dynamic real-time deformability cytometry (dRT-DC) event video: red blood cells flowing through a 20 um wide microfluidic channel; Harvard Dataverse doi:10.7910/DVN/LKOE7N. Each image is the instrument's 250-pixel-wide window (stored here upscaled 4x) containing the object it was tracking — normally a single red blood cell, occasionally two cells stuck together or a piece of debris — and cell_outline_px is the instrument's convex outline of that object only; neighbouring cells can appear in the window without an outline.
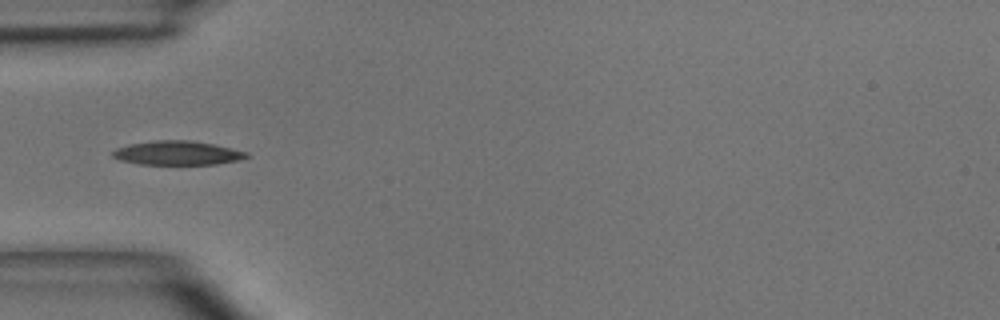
{"species": "common noctule bat (a hibernating species)", "species_latin": "Nyctalus noctula", "temperature_condition": "room temperature", "stored_images_in_passage": 2, "camera_frame_rate_fps": 3000, "um_per_image_px": 0.085, "animal": {"sex": "male", "body_mass_g": 15.6}, "frame": {"image": 1, "passage_image": 1, "time_ms": 0.0, "image_size_px": [1000, 320], "cell_outline_px": [[248, 156], [240, 160], [216, 164], [140, 164], [120, 160], [112, 156], [112, 152], [116, 148], [128, 144], [156, 140], [188, 140], [212, 144], [248, 152]], "centroid_in_image_um": [15.05, 13.0], "position_along_channel_um": 69.9, "area_um2": 18.61}}
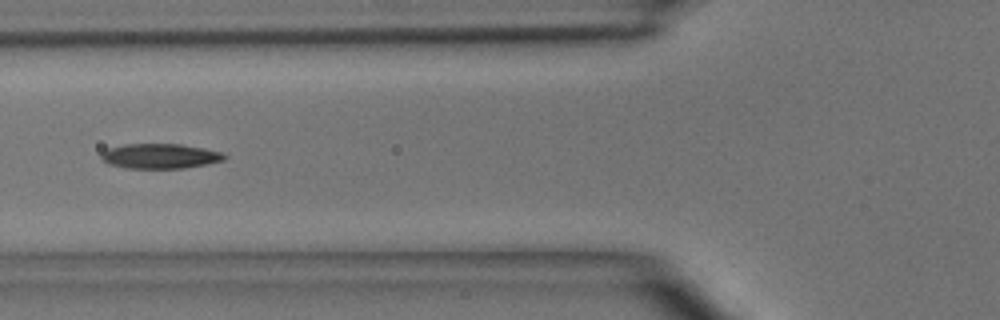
{"frame": {"image": 2, "passage_image": 2, "time_ms": 1.0, "image_size_px": [1000, 320], "cell_outline_px": [[228, 156], [224, 160], [184, 168], [124, 168], [108, 164], [100, 160], [100, 152], [108, 148], [124, 144], [180, 144], [204, 148], [220, 152]], "centroid_in_image_um": [13.53, 13.27], "position_along_channel_um": 112.3, "area_um2": 17.98}}